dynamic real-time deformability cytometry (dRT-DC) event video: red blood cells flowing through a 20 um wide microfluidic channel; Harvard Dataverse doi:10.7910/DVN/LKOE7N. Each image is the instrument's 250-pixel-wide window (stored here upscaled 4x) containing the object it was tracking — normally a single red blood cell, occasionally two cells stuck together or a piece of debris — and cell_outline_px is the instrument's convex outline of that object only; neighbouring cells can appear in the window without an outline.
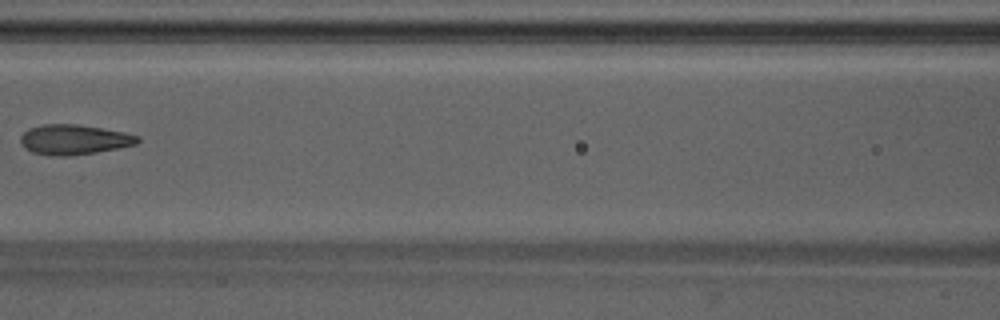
{"species": "Egyptian fruit bat (a non-hibernating species)", "species_latin": "Rousettus aegyptiacus", "temperature_condition": "warm", "stored_images_in_passage": 6, "camera_frame_rate_fps": 3000, "um_per_image_px": 0.085, "animal": {"sex": "male"}, "frame": {"image": 1, "passage_image": 6, "time_ms": 1.667, "image_size_px": [1000, 320], "cell_outline_px": [[140, 140], [136, 144], [120, 148], [96, 152], [68, 156], [56, 156], [32, 152], [24, 148], [20, 144], [20, 136], [28, 128], [44, 124], [76, 124], [124, 132], [140, 136]], "centroid_in_image_um": [6.28, 11.87], "position_along_channel_um": 160.3, "area_um2": 20.52}}